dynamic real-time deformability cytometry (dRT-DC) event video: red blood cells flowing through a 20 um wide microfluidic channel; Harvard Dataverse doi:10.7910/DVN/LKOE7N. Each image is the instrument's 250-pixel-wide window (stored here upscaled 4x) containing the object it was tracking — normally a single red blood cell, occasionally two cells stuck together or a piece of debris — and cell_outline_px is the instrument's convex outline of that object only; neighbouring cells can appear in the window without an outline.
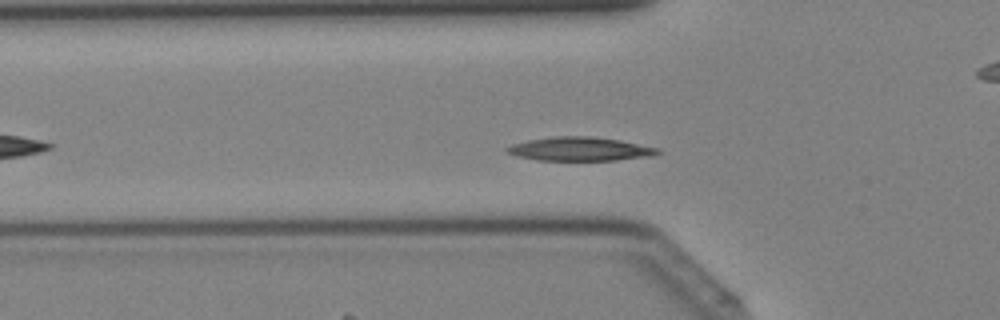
{"species": "Egyptian fruit bat (a non-hibernating species)", "species_latin": "Rousettus aegyptiacus", "temperature_condition": "cold", "stored_images_in_passage": 39, "camera_frame_rate_fps": 3000, "um_per_image_px": 0.085, "animal": {"sex": "female"}, "frame": {"image": 1, "passage_image": 10, "time_ms": 3.0, "image_size_px": [1000, 320], "cell_outline_px": [[664, 152], [652, 156], [616, 160], [536, 160], [516, 156], [504, 152], [504, 148], [512, 144], [528, 140], [552, 136], [588, 136], [620, 140], [660, 148]], "centroid_in_image_um": [49.29, 12.66], "position_along_channel_um": 76.5, "area_um2": 21.1}}
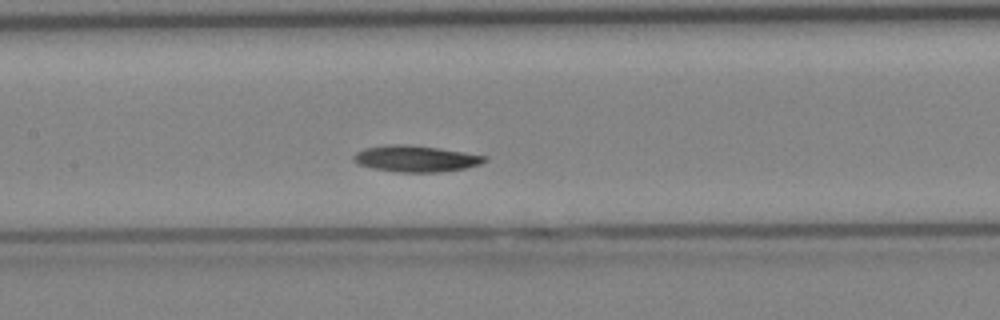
{"frame": {"image": 2, "passage_image": 16, "time_ms": 5.0, "image_size_px": [1000, 320], "cell_outline_px": [[488, 160], [480, 164], [464, 168], [440, 172], [396, 172], [372, 168], [356, 164], [352, 160], [352, 156], [356, 152], [364, 148], [392, 144], [400, 144], [440, 148], [488, 156]], "centroid_in_image_um": [35.31, 13.49], "position_along_channel_um": 172.1, "area_um2": 20.17}}
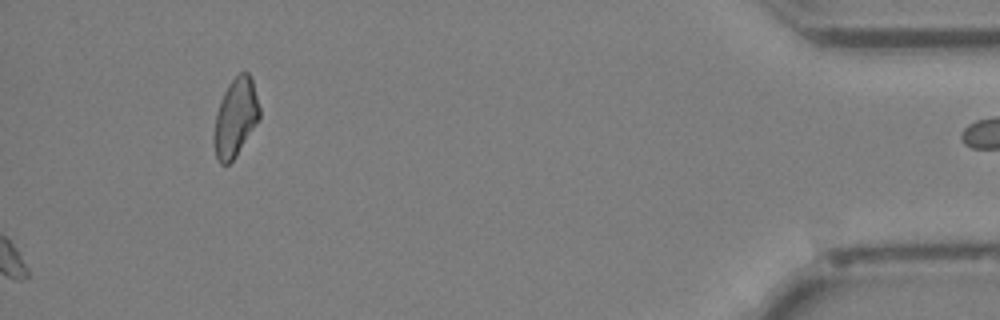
{"frame": {"image": 3, "passage_image": 39, "time_ms": 12.667, "image_size_px": [1000, 320], "cell_outline_px": [[260, 116], [236, 156], [228, 164], [220, 164], [216, 156], [212, 144], [212, 136], [216, 112], [220, 100], [228, 84], [240, 72], [248, 72], [252, 80], [260, 108]], "centroid_in_image_um": [19.97, 10.0], "position_along_channel_um": 415.2, "area_um2": 20.75}}